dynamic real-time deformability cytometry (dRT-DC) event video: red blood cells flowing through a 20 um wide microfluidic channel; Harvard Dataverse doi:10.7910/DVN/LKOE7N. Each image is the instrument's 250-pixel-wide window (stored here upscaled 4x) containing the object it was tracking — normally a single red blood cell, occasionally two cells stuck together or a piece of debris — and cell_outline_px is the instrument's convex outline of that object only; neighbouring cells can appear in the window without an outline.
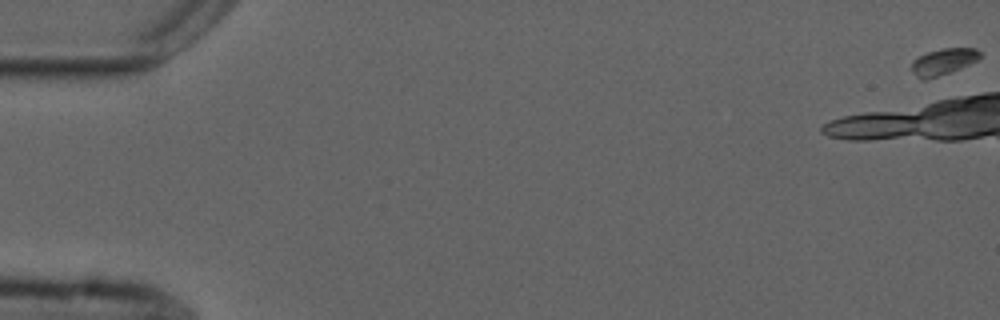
{"species": "common noctule bat (a hibernating species)", "species_latin": "Nyctalus noctula", "temperature_condition": "cold", "stored_images_in_passage": 7, "camera_frame_rate_fps": 3000, "um_per_image_px": 0.085, "animal": {"sex": "male", "forearm_length_mm": 52.5}, "frame": {"image": 1, "passage_image": 1, "time_ms": 0.0, "image_size_px": [1000, 320], "cell_outline_px": [[980, 56], [976, 60], [960, 68], [924, 80], [920, 80], [916, 76], [912, 68], [912, 60], [928, 52], [944, 48], [976, 48], [980, 52]], "centroid_in_image_um": [80.16, 5.23], "position_along_channel_um": 4.8, "area_um2": 10.17}}